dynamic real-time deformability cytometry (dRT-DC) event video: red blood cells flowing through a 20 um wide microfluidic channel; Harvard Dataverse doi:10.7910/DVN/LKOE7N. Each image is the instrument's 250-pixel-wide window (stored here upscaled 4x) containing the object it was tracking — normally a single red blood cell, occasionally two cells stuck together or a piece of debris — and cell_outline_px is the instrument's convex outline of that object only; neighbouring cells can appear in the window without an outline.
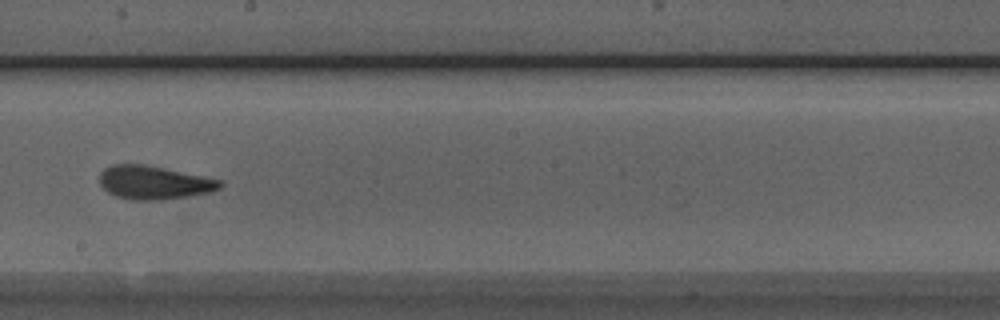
{"species": "Egyptian fruit bat (a non-hibernating species)", "species_latin": "Rousettus aegyptiacus", "temperature_condition": "room temperature", "stored_images_in_passage": 8, "camera_frame_rate_fps": 3000, "um_per_image_px": 0.085, "animal": {"sex": "male"}, "frame": {"image": 1, "passage_image": 7, "time_ms": 7.0, "image_size_px": [1000, 320], "cell_outline_px": [[224, 184], [220, 188], [212, 192], [188, 196], [160, 200], [132, 200], [116, 196], [108, 192], [100, 184], [100, 172], [104, 168], [112, 164], [144, 164], [224, 180]], "centroid_in_image_um": [13.11, 15.51], "position_along_channel_um": 235.1, "area_um2": 23.64}}
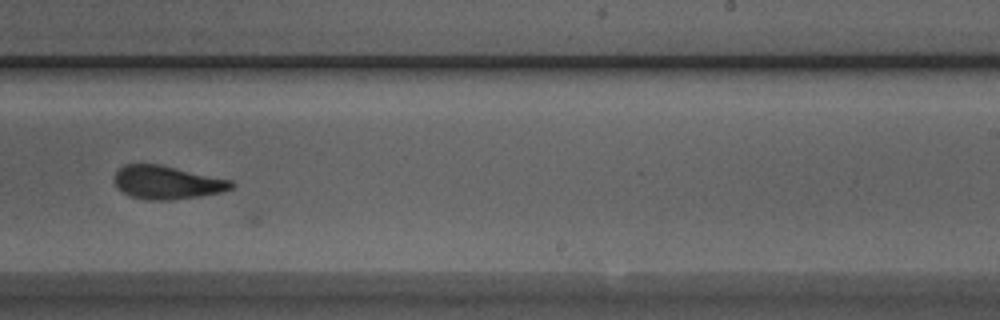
{"frame": {"image": 2, "passage_image": 8, "time_ms": 8.0, "image_size_px": [1000, 320], "cell_outline_px": [[236, 184], [232, 188], [220, 192], [200, 196], [172, 200], [148, 200], [128, 196], [112, 180], [112, 176], [124, 164], [156, 164], [232, 180]], "centroid_in_image_um": [14.17, 15.52], "position_along_channel_um": 274.8, "area_um2": 22.6}}